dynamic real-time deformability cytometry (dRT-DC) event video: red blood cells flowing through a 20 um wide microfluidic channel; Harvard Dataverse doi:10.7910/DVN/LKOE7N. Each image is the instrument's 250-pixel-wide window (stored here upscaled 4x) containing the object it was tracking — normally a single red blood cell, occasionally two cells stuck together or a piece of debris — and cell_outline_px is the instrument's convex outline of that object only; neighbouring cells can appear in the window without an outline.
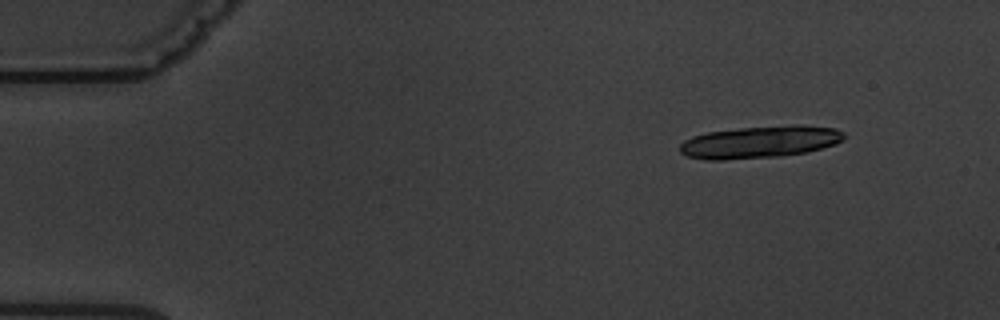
{"species": "common noctule bat (a hibernating species)", "species_latin": "Nyctalus noctula", "temperature_condition": "warm", "stored_images_in_passage": 6, "camera_frame_rate_fps": 3000, "um_per_image_px": 0.085, "animal": {"sex": "male", "body_mass_g": 19.5, "forearm_length_mm": 54.6}, "frame": {"image": 1, "passage_image": 2, "time_ms": 1.0, "image_size_px": [1000, 320], "cell_outline_px": [[844, 140], [836, 144], [808, 152], [780, 156], [724, 160], [704, 160], [688, 156], [680, 152], [680, 144], [684, 140], [692, 136], [708, 132], [740, 128], [792, 124], [796, 124], [836, 128], [844, 132]], "centroid_in_image_um": [64.61, 12.06], "position_along_channel_um": 20.4, "area_um2": 31.04}}